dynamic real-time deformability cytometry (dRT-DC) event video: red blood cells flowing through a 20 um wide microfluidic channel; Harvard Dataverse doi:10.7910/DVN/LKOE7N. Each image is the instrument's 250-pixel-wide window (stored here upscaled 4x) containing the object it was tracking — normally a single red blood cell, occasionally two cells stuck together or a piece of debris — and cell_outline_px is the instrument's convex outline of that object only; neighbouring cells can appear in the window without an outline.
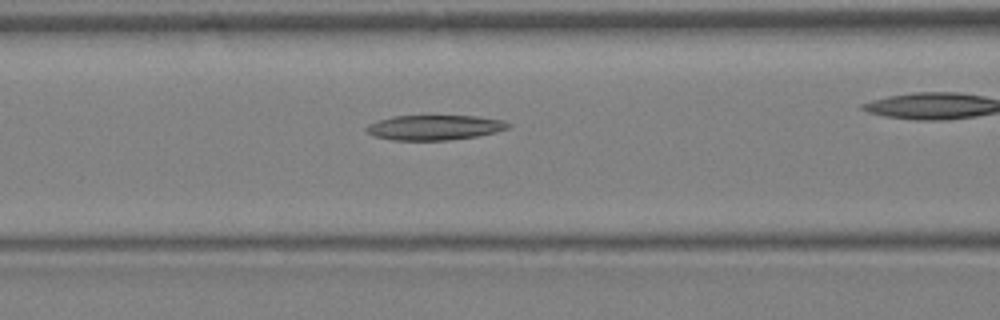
{"species": "Egyptian fruit bat (a non-hibernating species)", "species_latin": "Rousettus aegyptiacus", "temperature_condition": "warm", "stored_images_in_passage": 22, "segment_of_instrument_passage": [1, 2], "camera_frame_rate_fps": 3000, "um_per_image_px": 0.085, "animal": {"sex": "female"}, "frame": {"image": 1, "passage_image": 9, "time_ms": 2.667, "image_size_px": [1000, 320], "cell_outline_px": [[512, 128], [496, 132], [476, 136], [448, 140], [392, 140], [372, 136], [364, 128], [368, 124], [392, 116], [476, 116], [504, 120], [512, 124]], "centroid_in_image_um": [36.96, 10.84], "position_along_channel_um": 129.6, "area_um2": 20.75}}
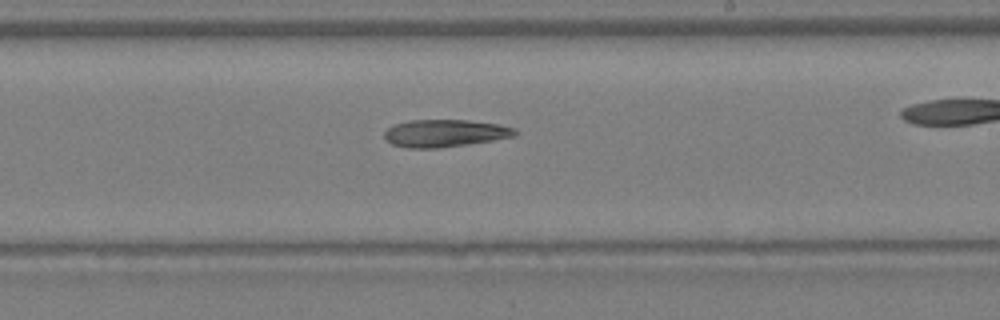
{"frame": {"image": 2, "passage_image": 15, "time_ms": 4.667, "image_size_px": [1000, 320], "cell_outline_px": [[520, 132], [516, 136], [468, 144], [440, 148], [408, 148], [392, 144], [384, 140], [384, 132], [388, 128], [396, 124], [408, 120], [468, 120], [500, 124], [516, 128]], "centroid_in_image_um": [37.84, 11.32], "position_along_channel_um": 251.2, "area_um2": 21.1}}
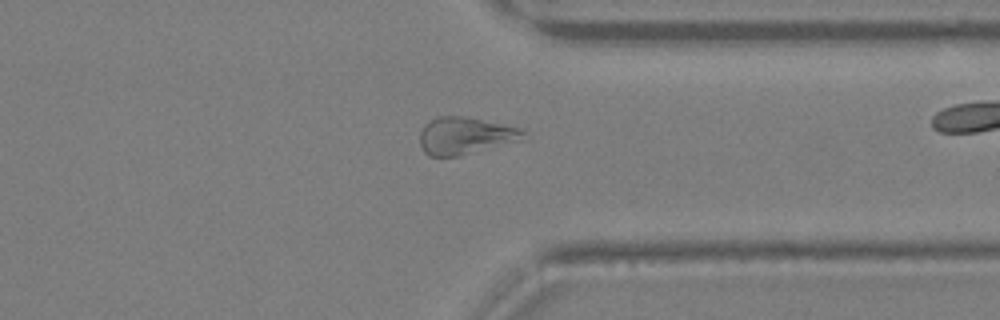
{"frame": {"image": 3, "passage_image": 21, "time_ms": 6.667, "image_size_px": [1000, 320], "cell_outline_px": [[528, 140], [460, 156], [428, 156], [424, 152], [420, 144], [420, 132], [424, 124], [436, 116], [464, 116], [524, 128], [528, 132]], "centroid_in_image_um": [39.66, 11.54], "position_along_channel_um": 371.7, "area_um2": 23.29}}